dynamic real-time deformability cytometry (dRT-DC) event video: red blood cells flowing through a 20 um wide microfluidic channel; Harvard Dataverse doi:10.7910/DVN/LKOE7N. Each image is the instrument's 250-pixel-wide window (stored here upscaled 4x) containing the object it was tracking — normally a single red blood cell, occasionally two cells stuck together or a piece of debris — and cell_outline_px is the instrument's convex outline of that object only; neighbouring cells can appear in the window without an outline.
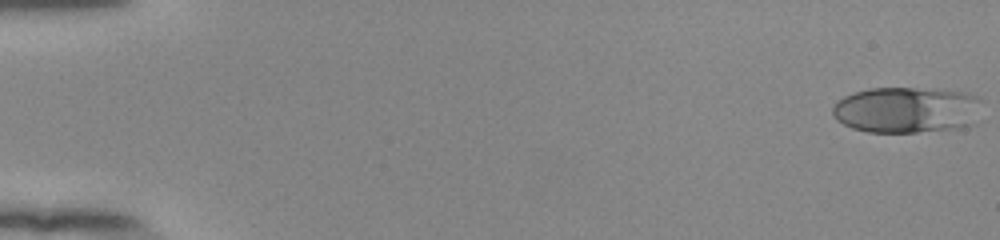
{"species": "human", "species_latin": "Homo sapiens", "temperature_condition": "room temperature", "stored_images_in_passage": 54, "camera_frame_rate_fps": 3000, "um_per_image_px": 0.085, "donor": {"sex": "female"}, "frame": {"image": 1, "passage_image": 1, "time_ms": 0.0, "image_size_px": [1000, 240], "cell_outline_px": [[980, 100], [968, 124], [952, 128], [916, 132], [868, 132], [852, 128], [836, 120], [832, 112], [832, 108], [836, 100], [844, 96], [868, 88], [912, 88], [960, 92], [976, 96]], "centroid_in_image_um": [76.89, 9.33], "position_along_channel_um": 8.1, "area_um2": 39.07}}
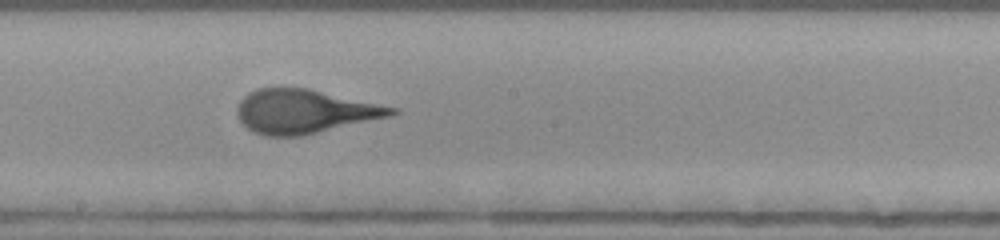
{"frame": {"image": 2, "passage_image": 31, "time_ms": 10.0, "image_size_px": [1000, 240], "cell_outline_px": [[400, 112], [392, 116], [300, 136], [268, 136], [256, 132], [248, 128], [240, 120], [236, 112], [236, 108], [240, 100], [248, 92], [256, 88], [308, 88], [400, 108]], "centroid_in_image_um": [25.91, 9.46], "position_along_channel_um": 222.3, "area_um2": 39.48}}
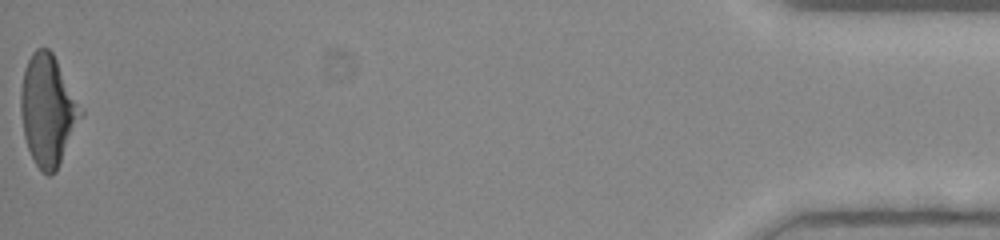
{"frame": {"image": 3, "passage_image": 54, "time_ms": 17.667, "image_size_px": [1000, 240], "cell_outline_px": [[84, 116], [56, 172], [48, 176], [36, 164], [28, 148], [24, 136], [20, 112], [20, 92], [24, 68], [32, 52], [36, 48], [48, 48], [52, 52], [84, 112]], "centroid_in_image_um": [4.07, 9.39], "position_along_channel_um": 431.1, "area_um2": 38.84}, "authors_computed_cell_mechanics": {"area_um2": 38.8416, "velocity_mm_per_s": 3.9095, "shape_relaxation_time_tau1_ms": 4.7613, "shape_relaxation_time_tau2_ms": null, "deformation_change_tau1": 0.2108, "deformation_change_tau2": null}}